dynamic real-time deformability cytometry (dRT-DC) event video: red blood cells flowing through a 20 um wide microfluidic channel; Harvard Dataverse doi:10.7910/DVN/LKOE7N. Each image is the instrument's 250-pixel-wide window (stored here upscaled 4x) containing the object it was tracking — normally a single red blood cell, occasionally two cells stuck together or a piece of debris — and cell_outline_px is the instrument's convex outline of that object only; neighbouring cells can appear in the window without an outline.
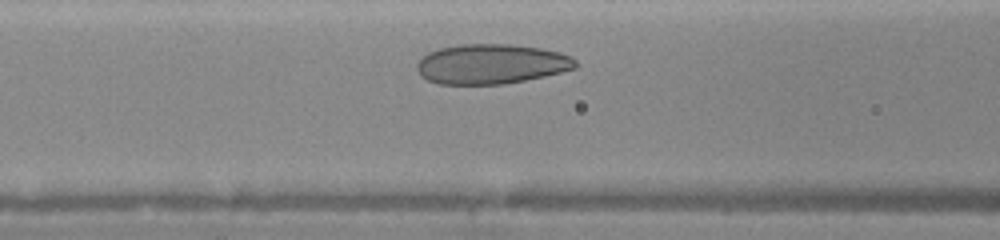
{"species": "human", "species_latin": "Homo sapiens", "temperature_condition": "warm", "stored_images_in_passage": 24, "camera_frame_rate_fps": 3000, "um_per_image_px": 0.085, "donor": {"sex": "female"}, "frame": {"image": 1, "passage_image": 6, "time_ms": 1.667, "image_size_px": [1000, 240], "cell_outline_px": [[576, 68], [544, 76], [504, 84], [440, 84], [428, 80], [420, 76], [416, 68], [416, 64], [428, 52], [440, 48], [460, 44], [512, 44], [540, 48], [560, 52], [576, 60]], "centroid_in_image_um": [41.73, 5.44], "position_along_channel_um": 124.9, "area_um2": 36.76}}
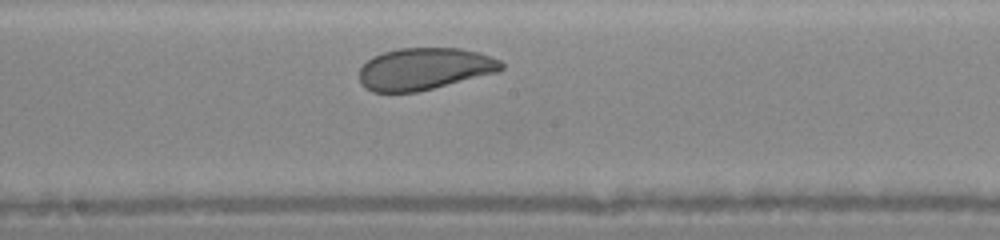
{"frame": {"image": 2, "passage_image": 12, "time_ms": 3.667, "image_size_px": [1000, 240], "cell_outline_px": [[504, 68], [496, 72], [416, 92], [372, 92], [364, 88], [360, 84], [360, 68], [372, 56], [384, 52], [400, 48], [460, 48], [480, 52], [500, 60], [504, 64]], "centroid_in_image_um": [36.05, 5.84], "position_along_channel_um": 212.1, "area_um2": 34.62}}
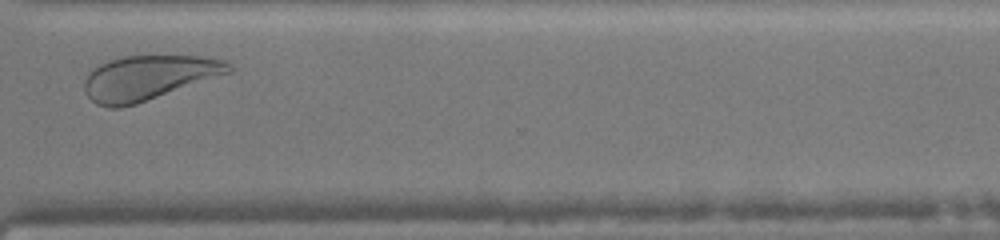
{"frame": {"image": 3, "passage_image": 22, "time_ms": 7.0, "image_size_px": [1000, 240], "cell_outline_px": [[232, 72], [136, 104], [120, 108], [108, 108], [96, 104], [88, 96], [84, 88], [84, 80], [88, 72], [92, 68], [108, 60], [124, 56], [204, 56], [228, 60], [232, 64]], "centroid_in_image_um": [12.63, 6.6], "position_along_channel_um": 358.0, "area_um2": 37.74}}